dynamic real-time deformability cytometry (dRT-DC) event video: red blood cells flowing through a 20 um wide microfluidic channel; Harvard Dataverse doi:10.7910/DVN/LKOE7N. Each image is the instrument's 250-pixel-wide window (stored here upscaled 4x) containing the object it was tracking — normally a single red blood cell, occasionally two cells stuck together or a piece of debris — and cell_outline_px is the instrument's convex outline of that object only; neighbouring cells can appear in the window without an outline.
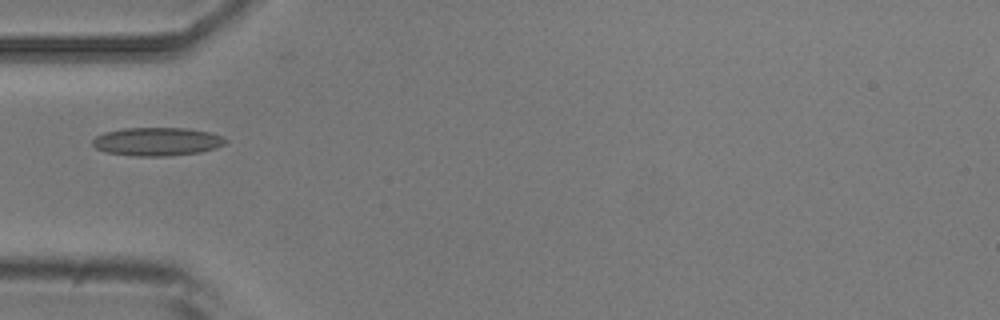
{"species": "common noctule bat (a hibernating species)", "species_latin": "Nyctalus noctula", "temperature_condition": "room temperature", "stored_images_in_passage": 3, "camera_frame_rate_fps": 3000, "um_per_image_px": 0.085, "animal": {"sex": "male", "body_mass_g": 20.5, "forearm_length_mm": 52.5}, "frame": {"image": 1, "passage_image": 3, "time_ms": 3.0, "image_size_px": [1000, 320], "cell_outline_px": [[228, 140], [224, 144], [216, 148], [200, 152], [168, 156], [132, 156], [104, 152], [96, 148], [92, 144], [92, 140], [96, 136], [104, 132], [124, 128], [188, 128], [208, 132], [220, 136]], "centroid_in_image_um": [13.32, 12.04], "position_along_channel_um": 71.7, "area_um2": 22.02}}